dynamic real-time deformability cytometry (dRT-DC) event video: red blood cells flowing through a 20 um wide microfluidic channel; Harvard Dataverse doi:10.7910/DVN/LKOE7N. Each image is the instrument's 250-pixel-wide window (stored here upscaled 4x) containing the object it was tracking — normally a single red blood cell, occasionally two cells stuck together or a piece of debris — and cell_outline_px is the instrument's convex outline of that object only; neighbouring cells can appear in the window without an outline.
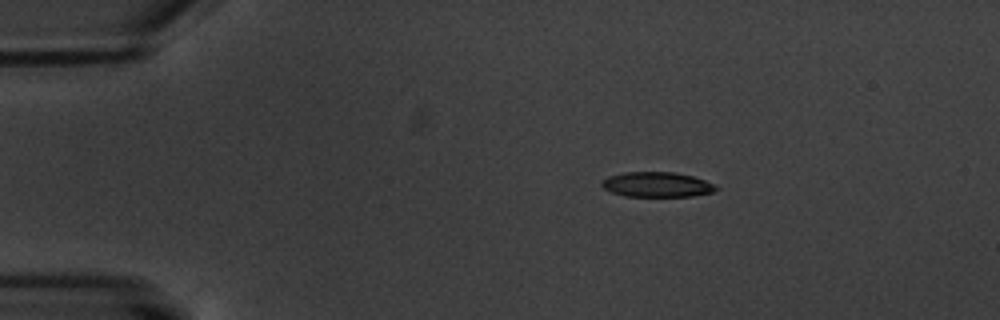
{"species": "common noctule bat (a hibernating species)", "species_latin": "Nyctalus noctula", "temperature_condition": "warm", "stored_images_in_passage": 5, "camera_frame_rate_fps": 3000, "um_per_image_px": 0.085, "animal": {"sex": "male", "body_mass_g": 20.1, "forearm_length_mm": 53.5}, "frame": {"image": 1, "passage_image": 3, "time_ms": 2.667, "image_size_px": [1000, 320], "cell_outline_px": [[720, 188], [712, 192], [692, 196], [624, 196], [612, 192], [604, 188], [600, 184], [600, 180], [608, 176], [624, 172], [676, 172], [692, 176], [704, 180]], "centroid_in_image_um": [55.8, 15.68], "position_along_channel_um": 29.2, "area_um2": 16.65}}